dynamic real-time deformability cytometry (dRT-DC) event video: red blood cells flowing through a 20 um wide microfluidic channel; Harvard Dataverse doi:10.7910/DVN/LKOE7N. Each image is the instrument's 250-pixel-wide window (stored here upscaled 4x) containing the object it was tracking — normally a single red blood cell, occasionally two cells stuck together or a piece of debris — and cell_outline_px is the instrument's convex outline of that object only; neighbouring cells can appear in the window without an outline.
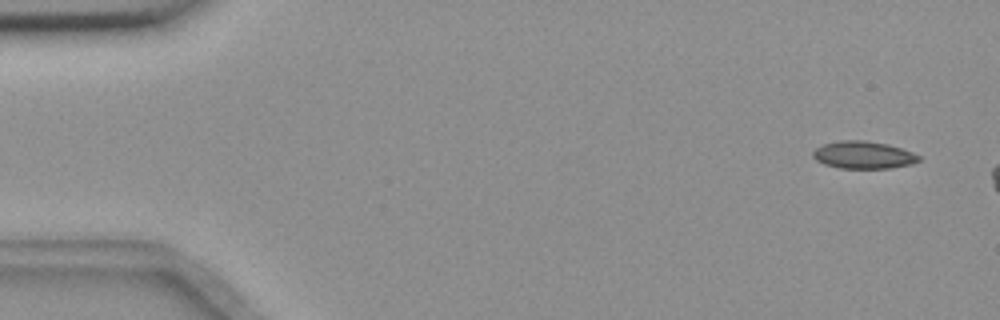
{"species": "common noctule bat (a hibernating species)", "species_latin": "Nyctalus noctula", "temperature_condition": "room temperature", "stored_images_in_passage": 3, "camera_frame_rate_fps": 3000, "um_per_image_px": 0.085, "animal": {"sex": "female", "body_mass_g": 18.4}, "frame": {"image": 1, "passage_image": 1, "time_ms": 0.0, "image_size_px": [1000, 320], "cell_outline_px": [[920, 160], [912, 164], [892, 168], [840, 168], [824, 164], [816, 160], [812, 156], [812, 152], [816, 148], [824, 144], [840, 140], [864, 140], [888, 144], [912, 152], [920, 156]], "centroid_in_image_um": [73.38, 13.17], "position_along_channel_um": 11.6, "area_um2": 16.94}}